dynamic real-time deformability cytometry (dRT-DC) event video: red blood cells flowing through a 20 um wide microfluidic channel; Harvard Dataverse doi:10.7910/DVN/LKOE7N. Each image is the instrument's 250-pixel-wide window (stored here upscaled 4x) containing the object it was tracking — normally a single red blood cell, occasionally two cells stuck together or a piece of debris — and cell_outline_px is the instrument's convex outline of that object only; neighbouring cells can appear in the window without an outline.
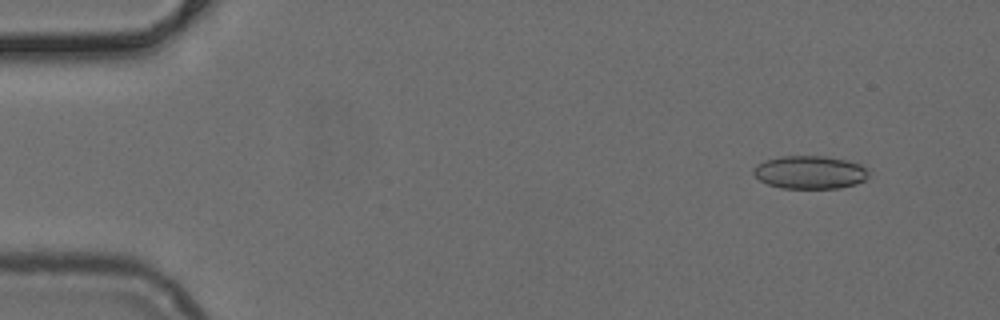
{"species": "common noctule bat (a hibernating species)", "species_latin": "Nyctalus noctula", "temperature_condition": "cold", "stored_images_in_passage": 11, "camera_frame_rate_fps": 3000, "um_per_image_px": 0.085, "animal": {"sex": "female", "body_mass_g": 24.6, "forearm_length_mm": 56.2}, "frame": {"image": 1, "passage_image": 1, "time_ms": 0.0, "image_size_px": [1000, 320], "cell_outline_px": [[872, 168], [868, 176], [864, 180], [856, 184], [840, 188], [780, 188], [768, 184], [760, 180], [752, 172], [752, 168], [756, 164], [764, 160], [780, 156], [824, 156], [848, 160]], "centroid_in_image_um": [68.87, 14.63], "position_along_channel_um": 16.1, "area_um2": 22.6}}